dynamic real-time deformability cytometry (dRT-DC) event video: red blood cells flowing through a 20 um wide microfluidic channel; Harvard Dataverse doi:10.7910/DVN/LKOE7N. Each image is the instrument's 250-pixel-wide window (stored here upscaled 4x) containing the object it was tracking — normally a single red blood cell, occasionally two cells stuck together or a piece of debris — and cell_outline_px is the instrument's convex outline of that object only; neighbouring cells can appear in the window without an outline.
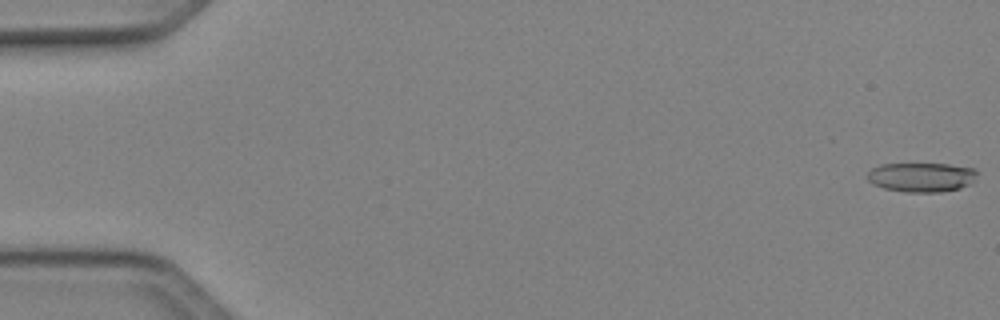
{"species": "Egyptian fruit bat (a non-hibernating species)", "species_latin": "Rousettus aegyptiacus", "temperature_condition": "cold", "stored_images_in_passage": 51, "camera_frame_rate_fps": 3000, "um_per_image_px": 0.085, "animal": {"sex": "female"}, "frame": {"image": 1, "passage_image": 1, "time_ms": 0.0, "image_size_px": [1000, 320], "cell_outline_px": [[976, 172], [972, 184], [960, 188], [940, 192], [904, 192], [884, 188], [872, 184], [868, 180], [868, 172], [872, 168], [880, 164], [948, 164], [976, 168]], "centroid_in_image_um": [78.33, 15.06], "position_along_channel_um": 6.7, "area_um2": 18.84}}
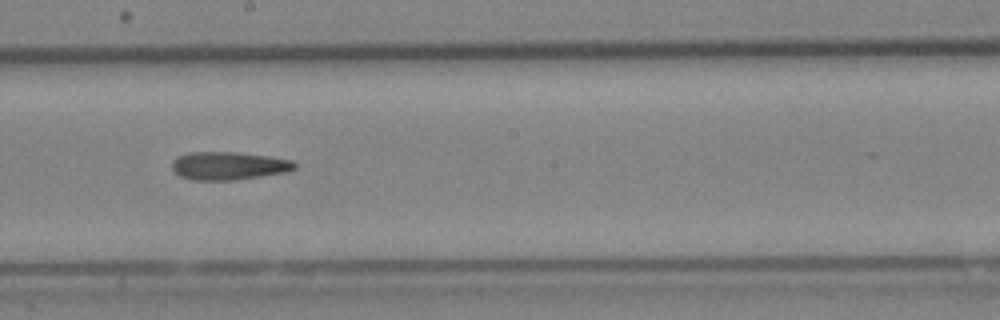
{"frame": {"image": 2, "passage_image": 29, "time_ms": 9.333, "image_size_px": [1000, 320], "cell_outline_px": [[296, 168], [288, 172], [236, 180], [192, 180], [180, 176], [172, 168], [172, 160], [176, 156], [188, 152], [236, 152], [268, 156], [292, 160], [296, 164]], "centroid_in_image_um": [19.43, 14.09], "position_along_channel_um": 228.8, "area_um2": 20.23}}
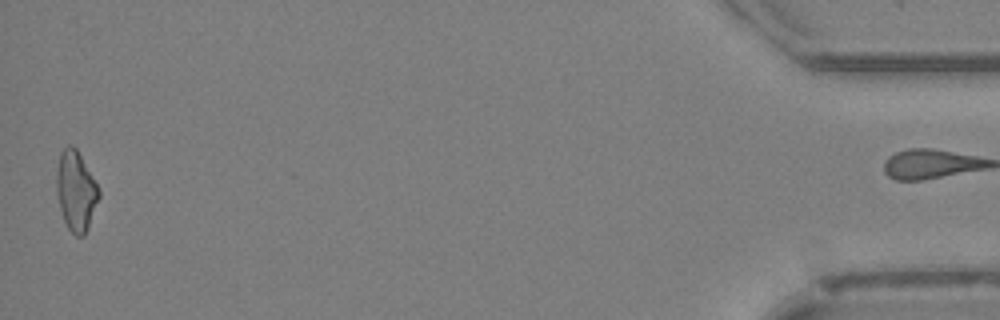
{"frame": {"image": 3, "passage_image": 50, "time_ms": 16.333, "image_size_px": [1000, 320], "cell_outline_px": [[100, 196], [84, 236], [76, 236], [68, 228], [64, 220], [60, 208], [56, 192], [56, 172], [60, 152], [68, 144], [72, 144], [76, 148], [100, 188]], "centroid_in_image_um": [6.45, 16.2], "position_along_channel_um": 428.8, "area_um2": 19.71}}